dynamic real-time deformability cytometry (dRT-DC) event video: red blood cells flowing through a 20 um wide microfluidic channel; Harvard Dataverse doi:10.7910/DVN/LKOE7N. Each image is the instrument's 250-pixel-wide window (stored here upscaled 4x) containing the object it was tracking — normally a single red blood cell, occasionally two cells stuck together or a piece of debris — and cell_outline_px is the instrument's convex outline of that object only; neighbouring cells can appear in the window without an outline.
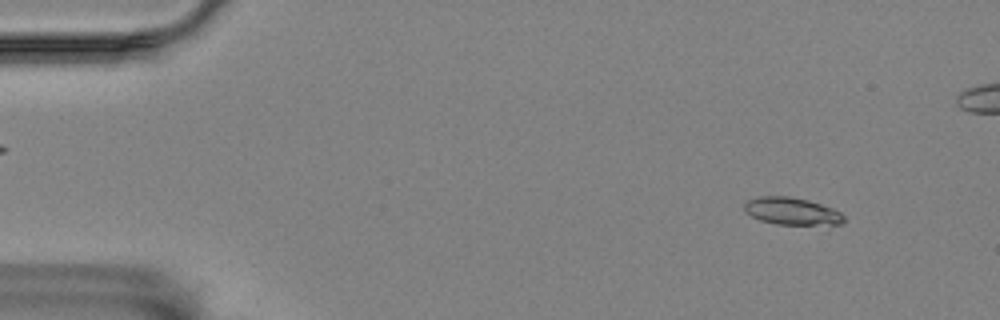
{"species": "Egyptian fruit bat (a non-hibernating species)", "species_latin": "Rousettus aegyptiacus", "temperature_condition": "room temperature", "stored_images_in_passage": 4, "camera_frame_rate_fps": 3000, "um_per_image_px": 0.085, "animal": {"sex": "female"}, "frame": {"image": 1, "passage_image": 1, "time_ms": 0.0, "image_size_px": [1000, 320], "cell_outline_px": [[844, 220], [840, 224], [776, 224], [760, 220], [744, 212], [744, 204], [748, 200], [760, 196], [788, 196], [808, 200], [832, 208], [840, 212], [844, 216]], "centroid_in_image_um": [67.27, 17.94], "position_along_channel_um": 17.7, "area_um2": 15.66}}